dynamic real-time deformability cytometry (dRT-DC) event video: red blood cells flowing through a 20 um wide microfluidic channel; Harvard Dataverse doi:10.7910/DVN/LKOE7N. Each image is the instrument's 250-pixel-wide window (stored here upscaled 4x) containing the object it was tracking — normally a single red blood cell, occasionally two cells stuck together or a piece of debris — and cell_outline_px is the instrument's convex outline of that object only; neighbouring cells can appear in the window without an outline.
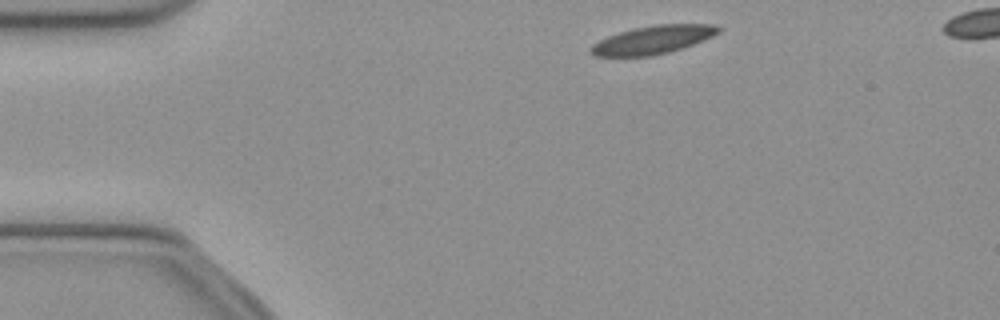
{"species": "common noctule bat (a hibernating species)", "species_latin": "Nyctalus noctula", "temperature_condition": "cold", "stored_images_in_passage": 43, "camera_frame_rate_fps": 3000, "um_per_image_px": 0.085, "animal": {"sex": "female", "body_mass_g": 21.9}, "frame": {"image": 1, "passage_image": 2, "time_ms": 0.333, "image_size_px": [1000, 320], "cell_outline_px": [[720, 32], [704, 40], [668, 52], [652, 56], [596, 56], [588, 52], [588, 48], [592, 44], [608, 36], [632, 28], [656, 24], [716, 24], [720, 28]], "centroid_in_image_um": [55.47, 3.38], "position_along_channel_um": 29.5, "area_um2": 20.98}}
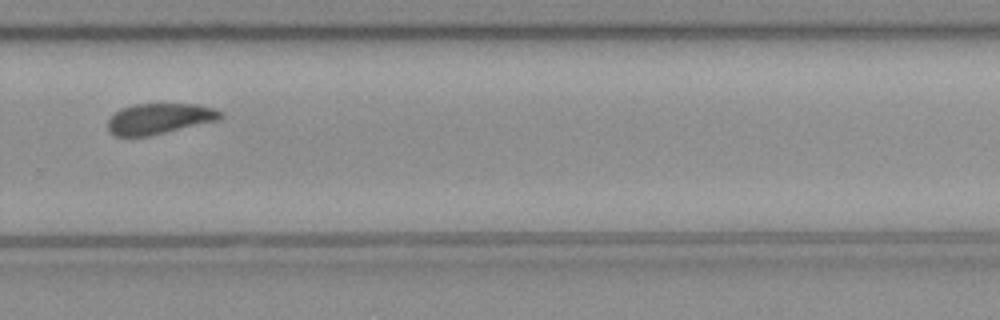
{"frame": {"image": 2, "passage_image": 28, "time_ms": 9.0, "image_size_px": [1000, 320], "cell_outline_px": [[224, 116], [220, 120], [148, 136], [116, 136], [108, 132], [108, 120], [120, 108], [132, 104], [196, 104], [212, 108], [224, 112]], "centroid_in_image_um": [13.56, 10.08], "position_along_channel_um": 316.2, "area_um2": 20.23}}
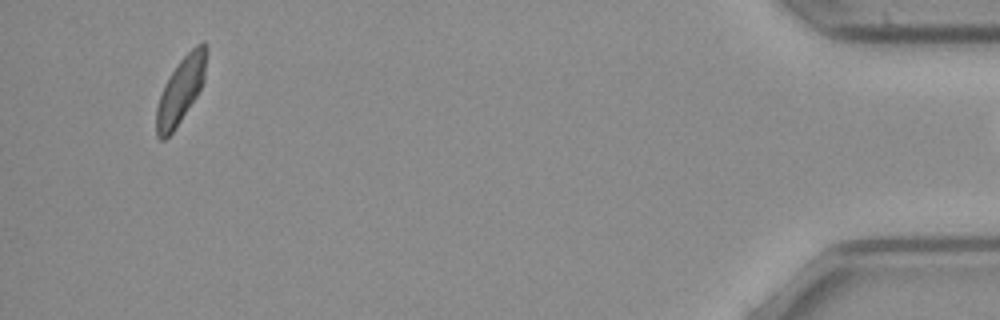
{"frame": {"image": 3, "passage_image": 42, "time_ms": 13.667, "image_size_px": [1000, 320], "cell_outline_px": [[208, 52], [204, 80], [196, 96], [172, 132], [164, 140], [160, 140], [156, 136], [156, 108], [164, 84], [180, 60], [196, 44], [204, 40], [208, 44]], "centroid_in_image_um": [15.38, 7.61], "position_along_channel_um": 419.8, "area_um2": 19.13}}